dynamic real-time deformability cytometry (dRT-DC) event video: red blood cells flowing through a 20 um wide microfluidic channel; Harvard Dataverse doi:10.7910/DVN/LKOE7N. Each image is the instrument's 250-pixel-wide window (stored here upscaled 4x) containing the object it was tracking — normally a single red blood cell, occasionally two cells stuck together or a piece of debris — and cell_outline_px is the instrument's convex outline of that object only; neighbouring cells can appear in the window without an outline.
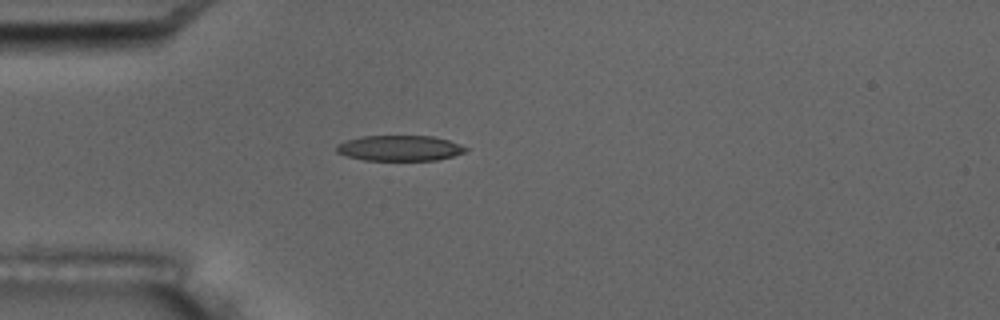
{"species": "common noctule bat (a hibernating species)", "species_latin": "Nyctalus noctula", "temperature_condition": "room temperature", "stored_images_in_passage": 4, "camera_frame_rate_fps": 3000, "um_per_image_px": 0.085, "animal": {"sex": "male", "body_mass_g": 17.5, "forearm_length_mm": 52.3}, "frame": {"image": 1, "passage_image": 4, "time_ms": 5.0, "image_size_px": [1000, 320], "cell_outline_px": [[468, 152], [436, 160], [364, 160], [348, 156], [336, 152], [336, 144], [360, 136], [432, 136], [448, 140], [460, 144], [468, 148]], "centroid_in_image_um": [33.99, 12.59], "position_along_channel_um": 51.0, "area_um2": 19.19}}